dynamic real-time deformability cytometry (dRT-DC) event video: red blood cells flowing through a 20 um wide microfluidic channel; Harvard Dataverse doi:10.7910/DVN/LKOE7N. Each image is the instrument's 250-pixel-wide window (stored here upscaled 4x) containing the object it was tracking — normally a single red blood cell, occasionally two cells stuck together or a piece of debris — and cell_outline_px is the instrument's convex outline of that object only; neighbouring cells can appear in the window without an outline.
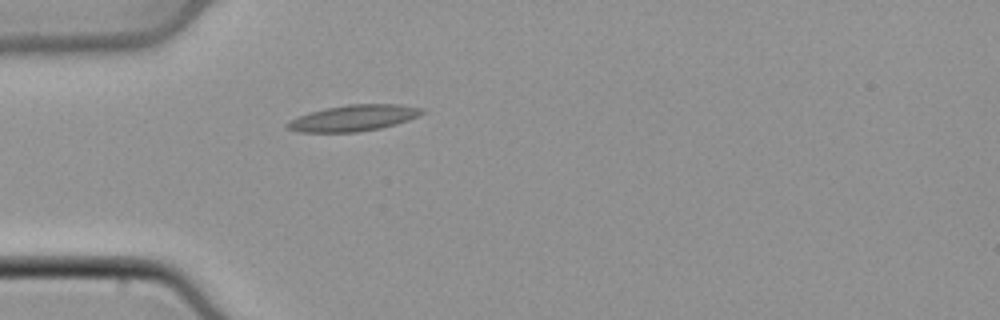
{"species": "common noctule bat (a hibernating species)", "species_latin": "Nyctalus noctula", "temperature_condition": "cold", "stored_images_in_passage": 3, "camera_frame_rate_fps": 3000, "um_per_image_px": 0.085, "animal": {"sex": "male", "body_mass_g": 21.5, "forearm_length_mm": 52.0}, "frame": {"image": 1, "passage_image": 1, "time_ms": 0.0, "image_size_px": [1000, 320], "cell_outline_px": [[424, 112], [408, 120], [380, 128], [356, 132], [300, 132], [284, 128], [284, 124], [288, 120], [308, 112], [324, 108], [348, 104], [396, 104], [420, 108]], "centroid_in_image_um": [29.93, 10.03], "position_along_channel_um": 55.1, "area_um2": 20.46}}